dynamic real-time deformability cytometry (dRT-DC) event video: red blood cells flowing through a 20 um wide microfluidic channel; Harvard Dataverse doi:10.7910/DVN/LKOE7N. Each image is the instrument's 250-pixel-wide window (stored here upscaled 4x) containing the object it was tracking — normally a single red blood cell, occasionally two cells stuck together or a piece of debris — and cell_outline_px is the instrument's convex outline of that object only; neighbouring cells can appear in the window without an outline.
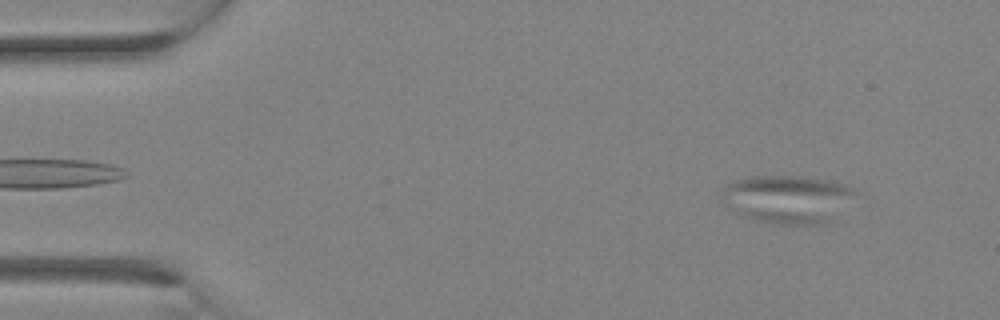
{"species": "Egyptian fruit bat (a non-hibernating species)", "species_latin": "Rousettus aegyptiacus", "temperature_condition": "room temperature", "stored_images_in_passage": 20, "camera_frame_rate_fps": 3000, "um_per_image_px": 0.085, "animal": {"sex": "female"}, "frame": {"image": 1, "passage_image": 3, "time_ms": 0.667, "image_size_px": [1000, 320], "cell_outline_px": [[860, 192], [832, 224], [776, 224], [756, 220], [744, 216], [720, 204], [720, 196], [724, 184], [732, 180], [756, 176], [804, 176], [828, 180], [848, 184]], "centroid_in_image_um": [66.98, 16.92], "position_along_channel_um": 18.0, "area_um2": 38.73}}
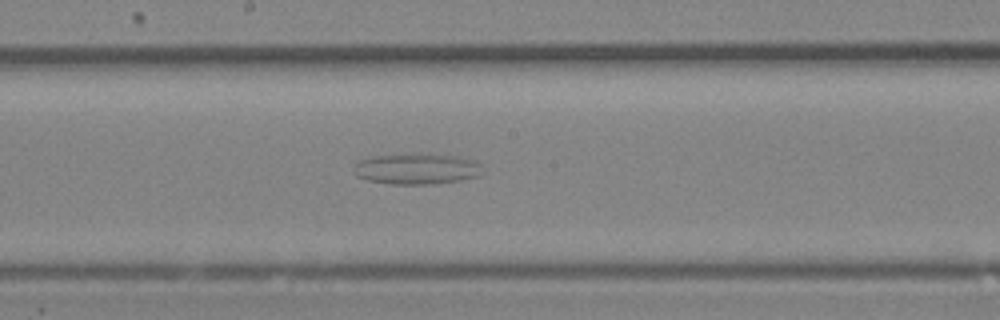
{"frame": {"image": 2, "passage_image": 16, "time_ms": 5.0, "image_size_px": [1000, 320], "cell_outline_px": [[480, 176], [460, 180], [436, 184], [392, 184], [368, 180], [356, 176], [356, 164], [360, 160], [376, 156], [420, 152], [460, 156], [476, 160], [480, 164]], "centroid_in_image_um": [35.48, 14.33], "position_along_channel_um": 212.7, "area_um2": 23.41}}
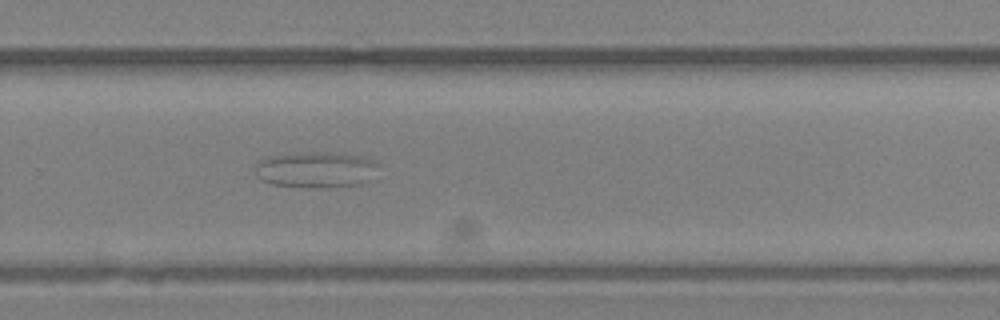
{"frame": {"image": 3, "passage_image": 20, "time_ms": 6.333, "image_size_px": [1000, 320], "cell_outline_px": [[376, 164], [368, 180], [356, 184], [328, 188], [312, 188], [272, 184], [260, 180], [256, 176], [256, 164], [260, 160], [268, 156], [304, 152], [364, 156], [376, 160]], "centroid_in_image_um": [26.77, 14.44], "position_along_channel_um": 303.0, "area_um2": 25.43}}